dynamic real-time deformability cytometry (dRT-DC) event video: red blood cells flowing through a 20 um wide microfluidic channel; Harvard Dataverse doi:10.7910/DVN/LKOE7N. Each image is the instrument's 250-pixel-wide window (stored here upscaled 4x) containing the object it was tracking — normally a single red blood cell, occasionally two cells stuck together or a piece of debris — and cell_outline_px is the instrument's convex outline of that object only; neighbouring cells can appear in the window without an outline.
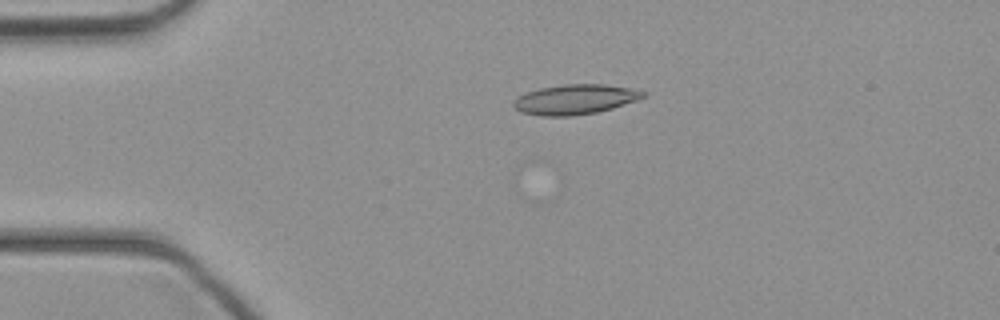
{"species": "common noctule bat (a hibernating species)", "species_latin": "Nyctalus noctula", "temperature_condition": "cold", "stored_images_in_passage": 21, "camera_frame_rate_fps": 3000, "um_per_image_px": 0.085, "animal": {"sex": "female", "body_mass_g": 21.9}, "frame": {"image": 1, "passage_image": 1, "time_ms": 0.0, "image_size_px": [1000, 320], "cell_outline_px": [[644, 96], [636, 100], [612, 108], [596, 112], [572, 116], [540, 116], [520, 112], [512, 104], [512, 100], [528, 92], [540, 88], [564, 84], [604, 84], [628, 88], [644, 92]], "centroid_in_image_um": [48.82, 8.45], "position_along_channel_um": 36.2, "area_um2": 22.31}}
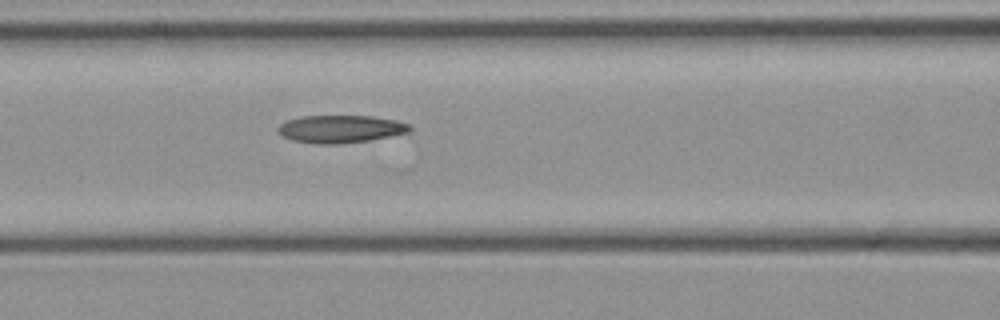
{"frame": {"image": 2, "passage_image": 10, "time_ms": 3.0, "image_size_px": [1000, 320], "cell_outline_px": [[412, 128], [408, 132], [372, 140], [340, 144], [316, 144], [292, 140], [276, 132], [276, 128], [280, 124], [288, 120], [300, 116], [372, 116], [396, 120], [408, 124]], "centroid_in_image_um": [28.92, 10.97], "position_along_channel_um": 137.7, "area_um2": 21.33}}
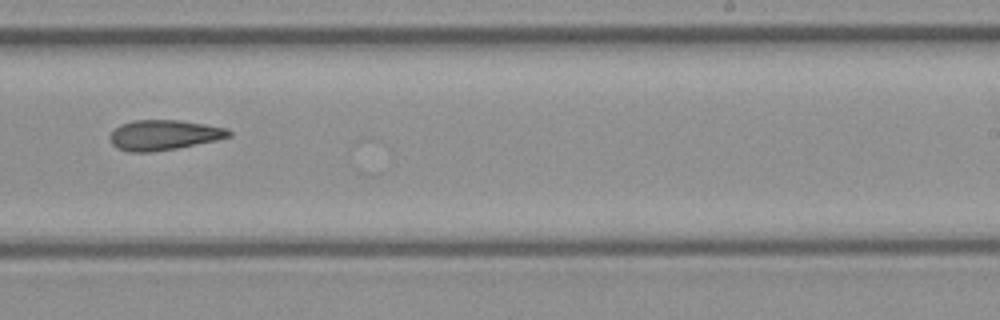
{"frame": {"image": 3, "passage_image": 19, "time_ms": 6.0, "image_size_px": [1000, 320], "cell_outline_px": [[232, 136], [216, 140], [176, 148], [152, 152], [128, 152], [116, 148], [112, 144], [108, 136], [120, 124], [136, 120], [180, 120], [228, 128], [232, 132]], "centroid_in_image_um": [13.92, 11.48], "position_along_channel_um": 275.1, "area_um2": 20.92}}